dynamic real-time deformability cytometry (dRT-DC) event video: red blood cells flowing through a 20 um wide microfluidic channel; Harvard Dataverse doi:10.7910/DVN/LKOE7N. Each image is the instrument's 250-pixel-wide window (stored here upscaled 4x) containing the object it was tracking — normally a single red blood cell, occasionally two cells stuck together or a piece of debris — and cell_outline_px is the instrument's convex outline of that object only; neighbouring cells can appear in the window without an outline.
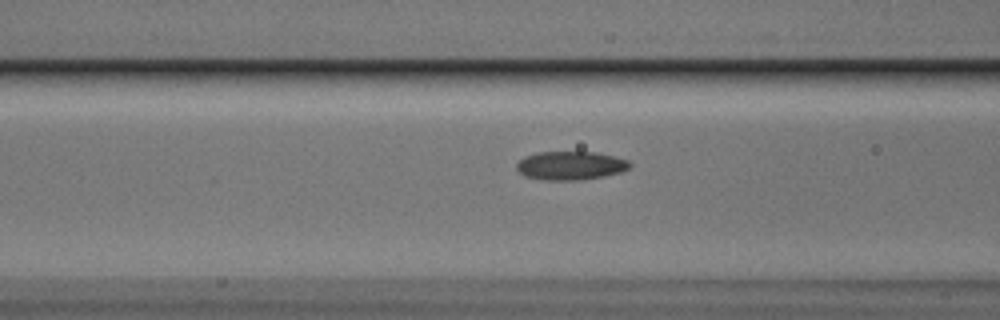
{"species": "Egyptian fruit bat (a non-hibernating species)", "species_latin": "Rousettus aegyptiacus", "temperature_condition": "cold", "stored_images_in_passage": 17, "camera_frame_rate_fps": 3000, "um_per_image_px": 0.085, "animal": {"sex": "male"}, "frame": {"image": 1, "passage_image": 15, "time_ms": 4.667, "image_size_px": [1000, 320], "cell_outline_px": [[632, 164], [628, 168], [620, 172], [604, 176], [580, 180], [544, 180], [524, 176], [516, 168], [516, 164], [524, 156], [536, 152], [596, 152], [628, 160]], "centroid_in_image_um": [48.47, 14.07], "position_along_channel_um": 118.1, "area_um2": 18.84}}